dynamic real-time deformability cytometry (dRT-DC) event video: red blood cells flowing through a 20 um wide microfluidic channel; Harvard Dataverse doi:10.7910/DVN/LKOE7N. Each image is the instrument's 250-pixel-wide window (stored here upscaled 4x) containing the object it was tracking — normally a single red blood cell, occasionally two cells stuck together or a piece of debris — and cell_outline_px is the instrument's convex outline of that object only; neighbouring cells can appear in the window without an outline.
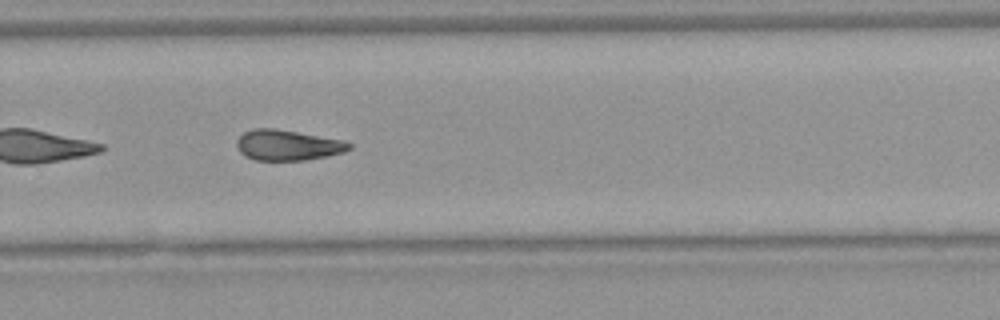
{"species": "Egyptian fruit bat (a non-hibernating species)", "species_latin": "Rousettus aegyptiacus", "temperature_condition": "warm", "stored_images_in_passage": 40, "camera_frame_rate_fps": 3000, "um_per_image_px": 0.085, "animal": {"sex": "female"}, "frame": {"image": 1, "passage_image": 23, "time_ms": 7.333, "image_size_px": [1000, 320], "cell_outline_px": [[352, 148], [344, 152], [328, 156], [304, 160], [256, 160], [244, 156], [240, 152], [236, 144], [236, 140], [244, 132], [252, 128], [272, 128], [344, 140], [352, 144]], "centroid_in_image_um": [24.45, 12.34], "position_along_channel_um": 305.4, "area_um2": 20.0}, "authors_computed_cell_mechanics": {"area_um2": 20.7502, "velocity_mm_per_s": 4.0477, "shape_relaxation_time_tau1_ms": null, "shape_relaxation_time_tau2_ms": 7.832, "deformation_change_tau1": null, "deformation_change_tau2": 0.1763}}